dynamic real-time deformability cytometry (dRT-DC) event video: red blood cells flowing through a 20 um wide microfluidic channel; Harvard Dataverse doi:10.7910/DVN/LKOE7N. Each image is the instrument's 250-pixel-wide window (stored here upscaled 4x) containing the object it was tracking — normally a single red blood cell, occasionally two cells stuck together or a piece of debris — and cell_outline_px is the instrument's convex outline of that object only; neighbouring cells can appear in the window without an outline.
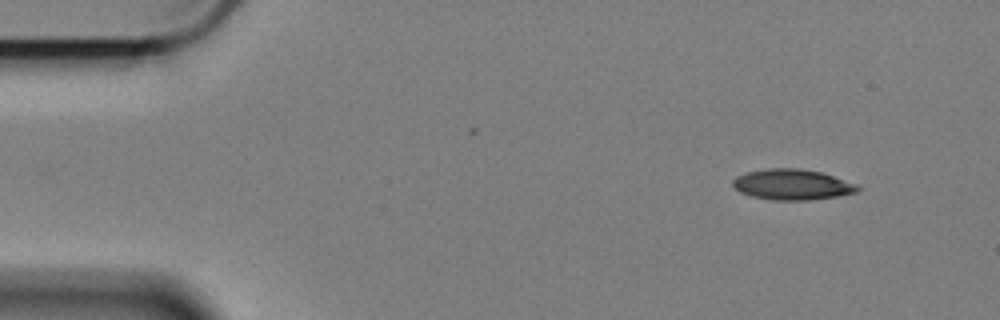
{"species": "Egyptian fruit bat (a non-hibernating species)", "species_latin": "Rousettus aegyptiacus", "temperature_condition": "cold", "stored_images_in_passage": 11, "camera_frame_rate_fps": 3000, "um_per_image_px": 0.085, "animal": {"sex": "female"}, "frame": {"image": 1, "passage_image": 1, "time_ms": 0.0, "image_size_px": [1000, 320], "cell_outline_px": [[860, 188], [856, 192], [836, 196], [812, 200], [772, 200], [752, 196], [740, 192], [732, 184], [732, 180], [736, 176], [748, 172], [768, 168], [800, 168], [820, 172], [860, 184]], "centroid_in_image_um": [67.36, 15.68], "position_along_channel_um": 17.6, "area_um2": 22.31}}